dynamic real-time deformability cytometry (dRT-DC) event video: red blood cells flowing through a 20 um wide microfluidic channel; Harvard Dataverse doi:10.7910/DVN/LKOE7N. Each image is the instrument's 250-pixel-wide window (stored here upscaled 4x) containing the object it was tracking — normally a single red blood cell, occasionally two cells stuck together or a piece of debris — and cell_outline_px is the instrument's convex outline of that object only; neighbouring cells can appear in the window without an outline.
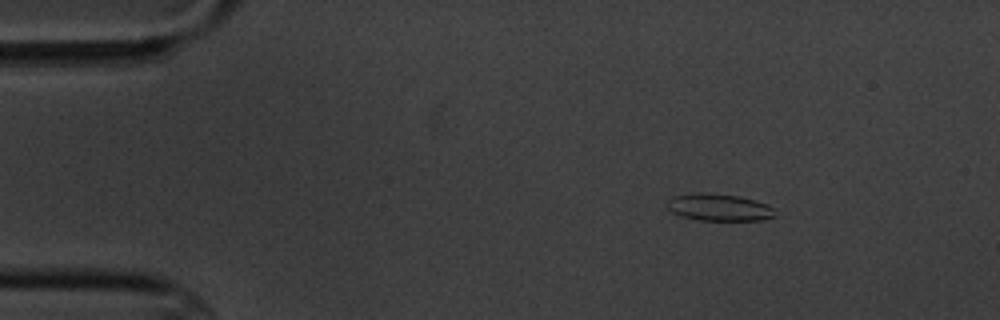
{"species": "common noctule bat (a hibernating species)", "species_latin": "Nyctalus noctula", "temperature_condition": "cold", "stored_images_in_passage": 5, "camera_frame_rate_fps": 3000, "um_per_image_px": 0.085, "animal": {"sex": "male", "body_mass_g": 20.1, "forearm_length_mm": 53.5}, "frame": {"image": 1, "passage_image": 3, "time_ms": 2.333, "image_size_px": [1000, 320], "cell_outline_px": [[776, 216], [760, 220], [700, 220], [680, 216], [672, 212], [668, 208], [668, 200], [672, 196], [700, 192], [740, 196], [776, 208]], "centroid_in_image_um": [61.12, 17.63], "position_along_channel_um": 23.9, "area_um2": 16.94}}